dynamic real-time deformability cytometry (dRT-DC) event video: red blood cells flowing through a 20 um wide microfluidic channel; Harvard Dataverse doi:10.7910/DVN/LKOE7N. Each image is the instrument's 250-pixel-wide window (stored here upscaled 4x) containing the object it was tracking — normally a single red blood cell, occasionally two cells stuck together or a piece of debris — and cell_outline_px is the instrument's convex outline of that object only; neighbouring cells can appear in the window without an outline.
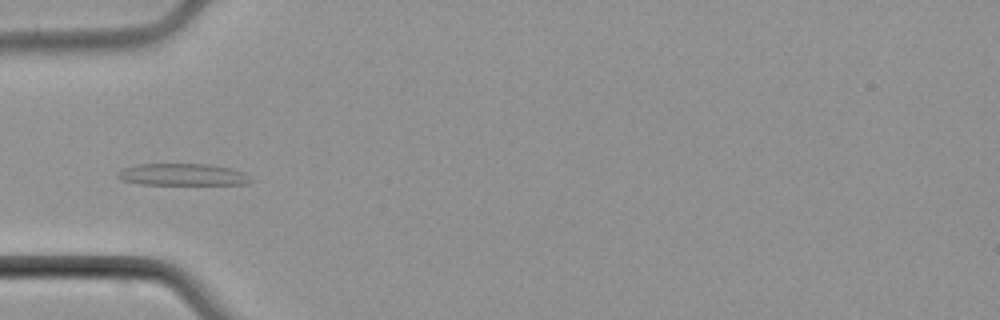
{"species": "common noctule bat (a hibernating species)", "species_latin": "Nyctalus noctula", "temperature_condition": "cold", "stored_images_in_passage": 7, "camera_frame_rate_fps": 3000, "um_per_image_px": 0.085, "animal": {"sex": "male", "body_mass_g": 21.5, "forearm_length_mm": 52.0}, "frame": {"image": 1, "passage_image": 5, "time_ms": 6.0, "image_size_px": [1000, 320], "cell_outline_px": [[256, 180], [248, 184], [140, 184], [120, 180], [116, 176], [116, 172], [124, 168], [136, 164], [208, 164], [232, 168], [244, 172]], "centroid_in_image_um": [15.55, 14.84], "position_along_channel_um": 69.5, "area_um2": 17.22}}
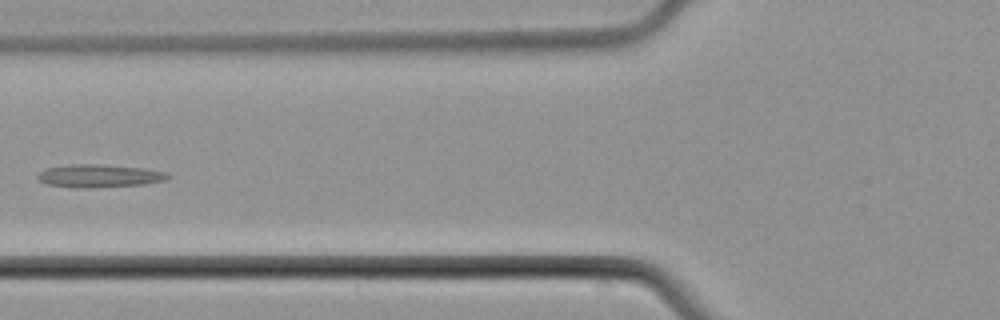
{"frame": {"image": 2, "passage_image": 6, "time_ms": 7.333, "image_size_px": [1000, 320], "cell_outline_px": [[172, 176], [168, 180], [144, 184], [88, 188], [48, 184], [40, 180], [36, 176], [44, 168], [68, 164], [104, 164], [144, 168], [164, 172]], "centroid_in_image_um": [8.47, 14.93], "position_along_channel_um": 117.3, "area_um2": 17.4}}
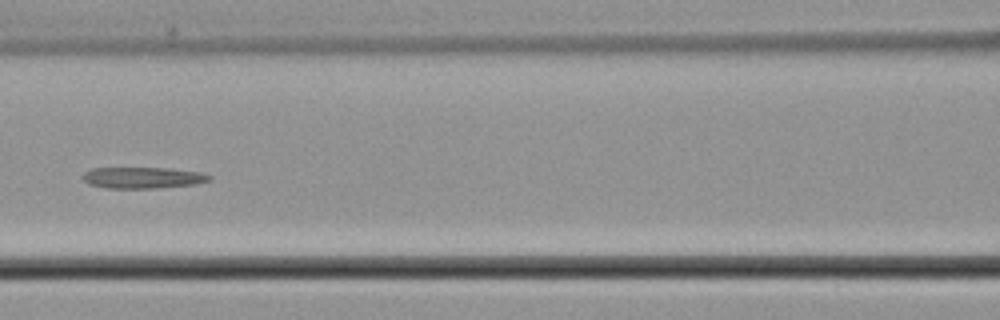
{"frame": {"image": 3, "passage_image": 7, "time_ms": 8.333, "image_size_px": [1000, 320], "cell_outline_px": [[212, 180], [196, 184], [152, 188], [108, 188], [88, 184], [84, 180], [84, 172], [92, 168], [168, 168], [200, 172], [212, 176]], "centroid_in_image_um": [12.16, 15.1], "position_along_channel_um": 154.4, "area_um2": 15.61}}